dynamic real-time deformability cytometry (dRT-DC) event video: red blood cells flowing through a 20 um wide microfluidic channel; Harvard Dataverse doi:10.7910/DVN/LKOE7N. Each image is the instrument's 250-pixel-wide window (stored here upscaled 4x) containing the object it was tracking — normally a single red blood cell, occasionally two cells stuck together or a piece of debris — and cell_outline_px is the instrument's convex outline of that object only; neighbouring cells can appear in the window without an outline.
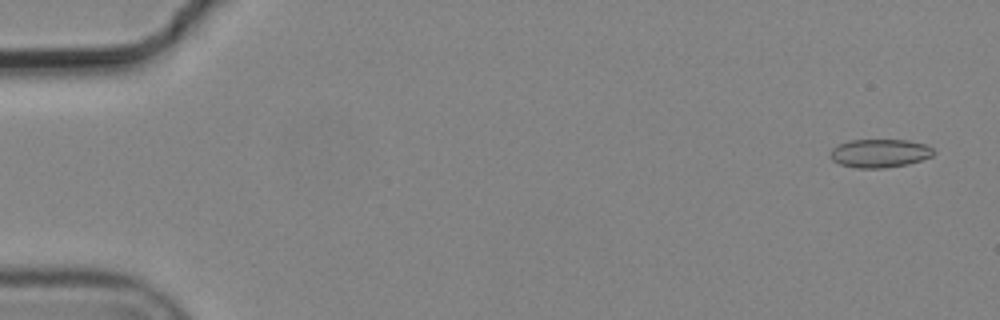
{"species": "common noctule bat (a hibernating species)", "species_latin": "Nyctalus noctula", "temperature_condition": "cold", "stored_images_in_passage": 6, "camera_frame_rate_fps": 3000, "um_per_image_px": 0.085, "animal": {"sex": "male", "body_mass_g": 19.2, "forearm_length_mm": 51.8}, "frame": {"image": 1, "passage_image": 1, "time_ms": 0.0, "image_size_px": [1000, 320], "cell_outline_px": [[936, 152], [932, 156], [908, 164], [884, 168], [856, 168], [840, 164], [832, 160], [828, 156], [832, 148], [840, 144], [852, 140], [908, 140], [924, 144], [932, 148]], "centroid_in_image_um": [74.76, 13.03], "position_along_channel_um": 10.2, "area_um2": 17.11}}
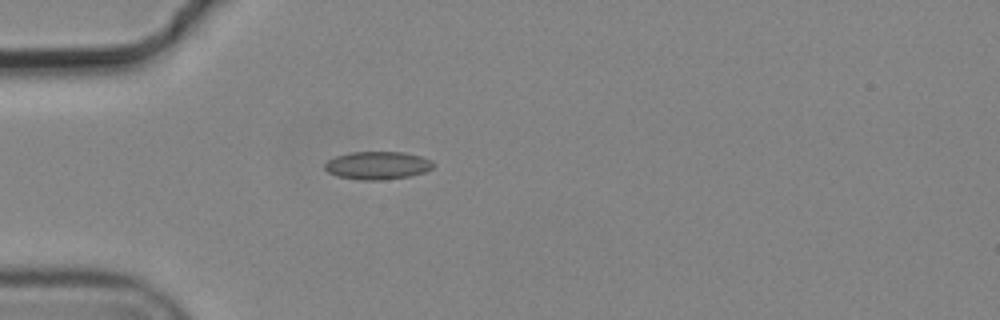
{"frame": {"image": 2, "passage_image": 5, "time_ms": 1.333, "image_size_px": [1000, 320], "cell_outline_px": [[436, 164], [432, 168], [424, 172], [408, 176], [384, 180], [360, 180], [336, 176], [328, 172], [324, 168], [324, 164], [328, 160], [336, 156], [352, 152], [404, 152], [420, 156], [432, 160]], "centroid_in_image_um": [32.09, 14.06], "position_along_channel_um": 52.9, "area_um2": 17.74}}